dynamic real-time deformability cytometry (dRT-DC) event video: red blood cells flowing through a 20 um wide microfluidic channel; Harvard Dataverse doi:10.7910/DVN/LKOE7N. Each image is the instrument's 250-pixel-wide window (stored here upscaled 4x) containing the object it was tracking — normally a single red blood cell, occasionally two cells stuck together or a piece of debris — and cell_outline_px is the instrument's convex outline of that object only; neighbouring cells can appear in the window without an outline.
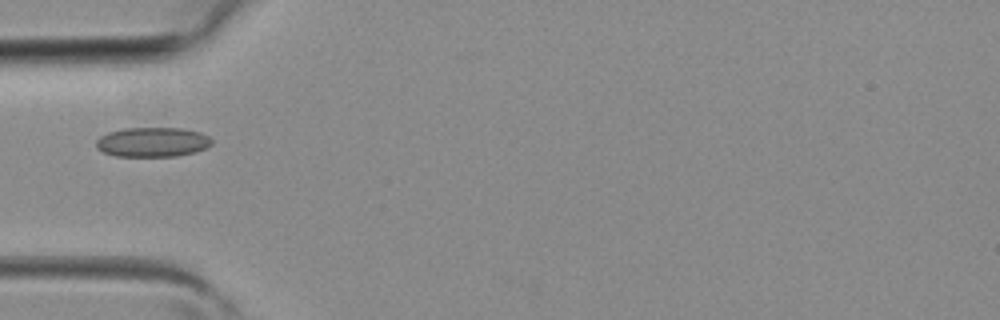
{"species": "common noctule bat (a hibernating species)", "species_latin": "Nyctalus noctula", "temperature_condition": "room temperature", "stored_images_in_passage": 2, "camera_frame_rate_fps": 3000, "um_per_image_px": 0.085, "animal": {"sex": "female", "body_mass_g": 19.3, "forearm_length_mm": 54.1}, "frame": {"image": 1, "passage_image": 2, "time_ms": 0.333, "image_size_px": [1000, 320], "cell_outline_px": [[212, 144], [204, 148], [192, 152], [176, 156], [116, 156], [104, 152], [96, 148], [96, 140], [100, 136], [108, 132], [124, 128], [180, 128], [200, 132], [208, 136], [212, 140]], "centroid_in_image_um": [12.93, 12.07], "position_along_channel_um": 72.1, "area_um2": 19.83}}